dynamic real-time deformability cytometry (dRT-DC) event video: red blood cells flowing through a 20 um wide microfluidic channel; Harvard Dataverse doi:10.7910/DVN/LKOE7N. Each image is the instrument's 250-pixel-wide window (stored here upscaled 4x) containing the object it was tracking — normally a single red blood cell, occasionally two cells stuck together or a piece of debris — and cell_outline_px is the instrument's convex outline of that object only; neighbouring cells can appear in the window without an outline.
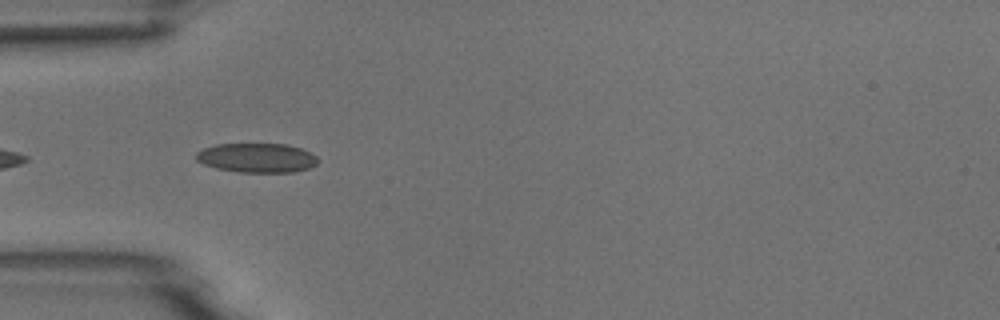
{"species": "common noctule bat (a hibernating species)", "species_latin": "Nyctalus noctula", "temperature_condition": "room temperature", "stored_images_in_passage": 7, "camera_frame_rate_fps": 3000, "um_per_image_px": 0.085, "animal": {"sex": "male", "body_mass_g": 18.8}, "frame": {"image": 1, "passage_image": 4, "time_ms": 4.333, "image_size_px": [1000, 320], "cell_outline_px": [[316, 164], [308, 168], [292, 172], [240, 172], [216, 168], [204, 164], [196, 160], [196, 152], [204, 148], [216, 144], [288, 144], [300, 148], [316, 156]], "centroid_in_image_um": [21.8, 13.41], "position_along_channel_um": 63.2, "area_um2": 20.63}}